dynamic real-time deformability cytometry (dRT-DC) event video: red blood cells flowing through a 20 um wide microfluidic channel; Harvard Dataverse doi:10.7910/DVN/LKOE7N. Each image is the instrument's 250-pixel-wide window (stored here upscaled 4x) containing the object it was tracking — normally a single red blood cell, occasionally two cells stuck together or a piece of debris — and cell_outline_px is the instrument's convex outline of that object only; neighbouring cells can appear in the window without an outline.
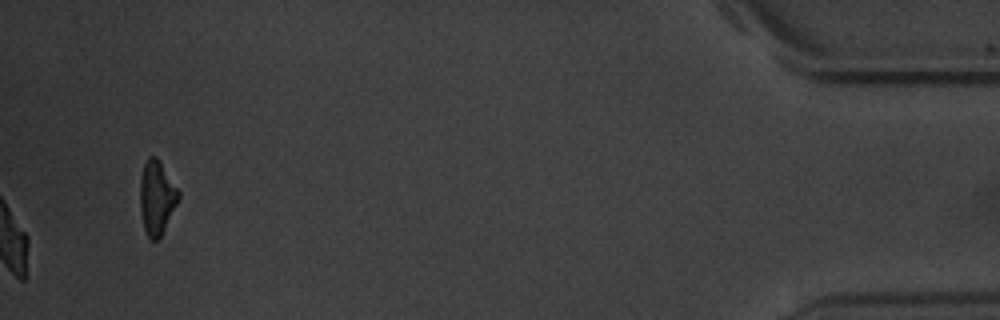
{"species": "common noctule bat (a hibernating species)", "species_latin": "Nyctalus noctula", "temperature_condition": "warm", "stored_images_in_passage": 18, "camera_frame_rate_fps": 3000, "um_per_image_px": 0.085, "animal": {"sex": "male", "body_mass_g": 20.1, "forearm_length_mm": 53.5}, "frame": {"image": 1, "passage_image": 18, "time_ms": 20.333, "image_size_px": [1000, 320], "cell_outline_px": [[180, 196], [160, 236], [156, 240], [152, 240], [148, 236], [144, 228], [140, 208], [140, 180], [144, 164], [148, 156], [156, 156], [180, 192]], "centroid_in_image_um": [13.31, 16.76], "position_along_channel_um": 421.9, "area_um2": 16.13}, "authors_computed_cell_mechanics": {"area_um2": 17.7157, "velocity_mm_per_s": 3.3729, "shape_relaxation_time_tau1_ms": 2.5127, "shape_relaxation_time_tau2_ms": 3.0553, "deformation_change_tau1": 0.0919, "deformation_change_tau2": 0.0525}}